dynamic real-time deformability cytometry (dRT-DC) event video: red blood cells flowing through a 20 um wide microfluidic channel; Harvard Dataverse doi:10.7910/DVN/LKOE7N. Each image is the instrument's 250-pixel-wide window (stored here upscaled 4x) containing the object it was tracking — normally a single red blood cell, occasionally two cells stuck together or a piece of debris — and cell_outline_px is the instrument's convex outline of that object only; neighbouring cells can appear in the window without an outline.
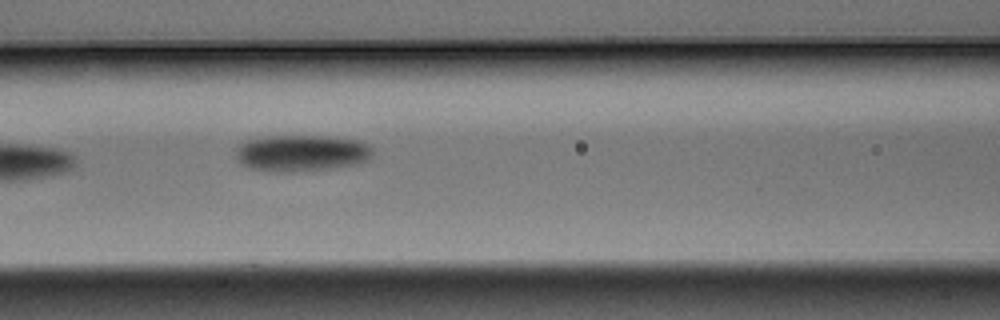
{"species": "Egyptian fruit bat (a non-hibernating species)", "species_latin": "Rousettus aegyptiacus", "temperature_condition": "warm", "stored_images_in_passage": 7, "camera_frame_rate_fps": 3000, "um_per_image_px": 0.085, "animal": {"sex": "male"}, "frame": {"image": 1, "passage_image": 7, "time_ms": 2.0, "image_size_px": [1000, 320], "cell_outline_px": [[372, 152], [364, 160], [356, 164], [328, 168], [296, 172], [268, 172], [248, 168], [240, 164], [236, 156], [236, 148], [240, 144], [248, 140], [264, 136], [328, 136], [360, 140], [368, 144], [372, 148]], "centroid_in_image_um": [25.56, 13.01], "position_along_channel_um": 141.0, "area_um2": 29.25}}